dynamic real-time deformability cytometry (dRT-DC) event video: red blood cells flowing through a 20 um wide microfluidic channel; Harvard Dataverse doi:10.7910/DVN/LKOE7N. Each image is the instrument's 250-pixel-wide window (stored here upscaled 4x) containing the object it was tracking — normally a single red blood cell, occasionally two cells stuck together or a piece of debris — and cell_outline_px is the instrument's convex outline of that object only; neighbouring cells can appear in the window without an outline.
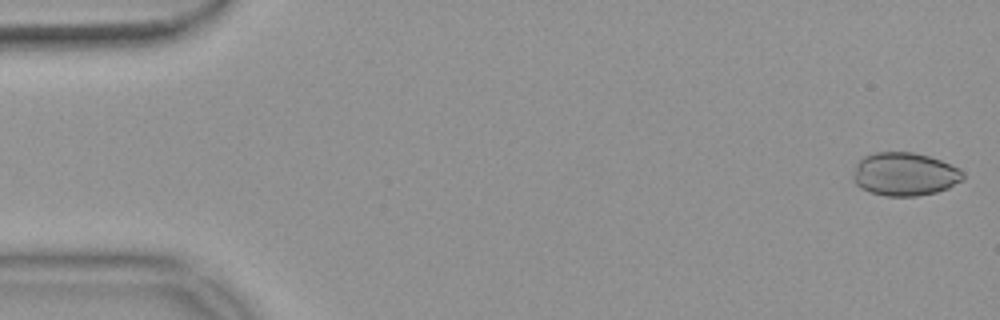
{"species": "common noctule bat (a hibernating species)", "species_latin": "Nyctalus noctula", "temperature_condition": "warm", "stored_images_in_passage": 54, "camera_frame_rate_fps": 3000, "um_per_image_px": 0.085, "animal": {"sex": "female", "body_mass_g": 18.4}, "frame": {"image": 1, "passage_image": 1, "time_ms": 0.0, "image_size_px": [1000, 320], "cell_outline_px": [[964, 180], [948, 188], [936, 192], [916, 196], [884, 196], [868, 192], [860, 188], [852, 180], [852, 176], [856, 164], [864, 156], [876, 152], [912, 152], [928, 156], [940, 160], [960, 168], [964, 172]], "centroid_in_image_um": [76.89, 14.81], "position_along_channel_um": 8.1, "area_um2": 27.98}}
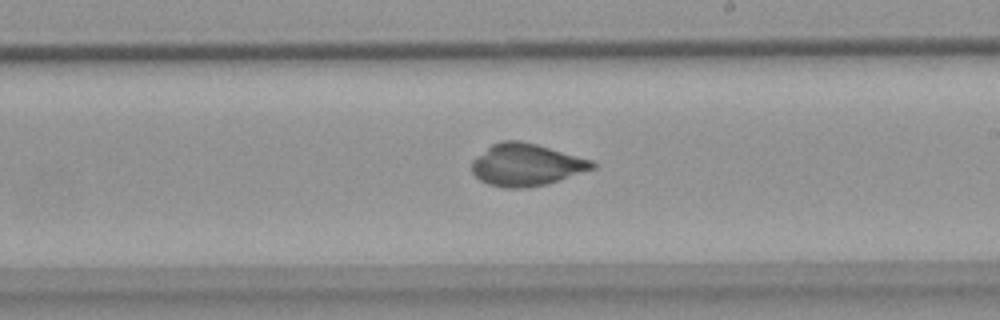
{"frame": {"image": 2, "passage_image": 31, "time_ms": 10.0, "image_size_px": [1000, 320], "cell_outline_px": [[596, 168], [548, 184], [528, 188], [504, 188], [488, 184], [480, 180], [472, 172], [472, 160], [476, 156], [492, 144], [500, 140], [520, 140], [536, 144], [592, 160], [596, 164]], "centroid_in_image_um": [44.73, 14.01], "position_along_channel_um": 244.3, "area_um2": 29.77}}
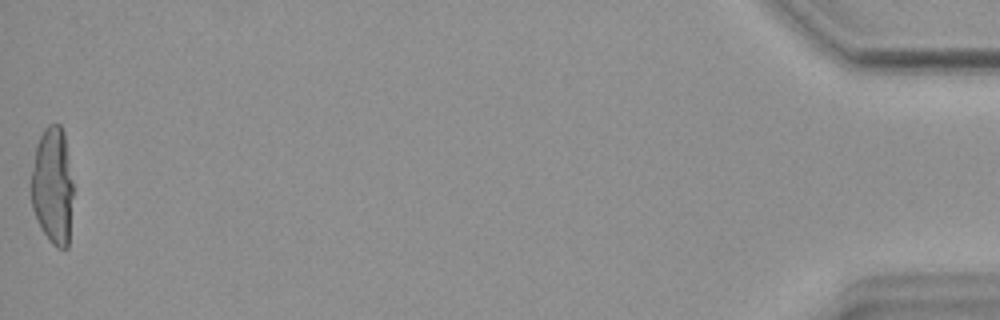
{"frame": {"image": 3, "passage_image": 54, "time_ms": 17.667, "image_size_px": [1000, 320], "cell_outline_px": [[72, 196], [68, 248], [56, 248], [48, 240], [40, 228], [32, 208], [32, 172], [36, 144], [44, 128], [48, 124], [60, 124], [64, 132], [72, 180]], "centroid_in_image_um": [4.47, 15.81], "position_along_channel_um": 430.7, "area_um2": 28.61}, "authors_computed_cell_mechanics": {"area_um2": 29.5069, "velocity_mm_per_s": 3.7169, "shape_relaxation_time_tau1_ms": null, "shape_relaxation_time_tau2_ms": 1.1249, "deformation_change_tau1": null, "deformation_change_tau2": 0.0414}}